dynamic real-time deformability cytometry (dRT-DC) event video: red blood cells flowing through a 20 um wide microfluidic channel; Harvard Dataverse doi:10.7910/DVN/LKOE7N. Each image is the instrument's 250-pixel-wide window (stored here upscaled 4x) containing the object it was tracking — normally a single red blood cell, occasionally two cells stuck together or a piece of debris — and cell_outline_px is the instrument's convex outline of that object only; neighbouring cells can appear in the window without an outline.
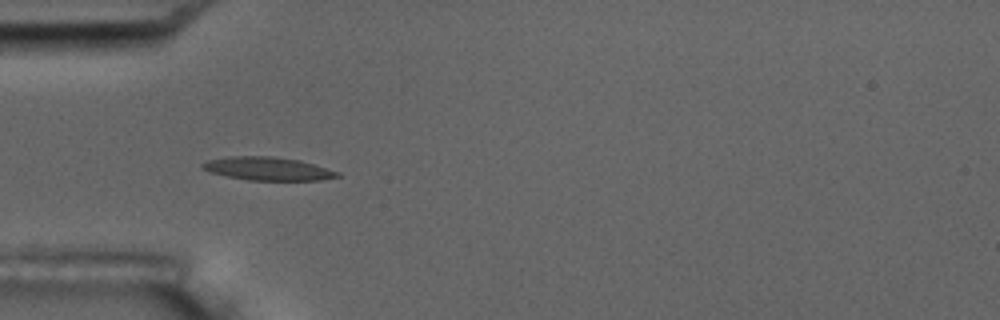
{"species": "common noctule bat (a hibernating species)", "species_latin": "Nyctalus noctula", "temperature_condition": "room temperature", "stored_images_in_passage": 7, "camera_frame_rate_fps": 3000, "um_per_image_px": 0.085, "animal": {"sex": "male", "body_mass_g": 17.5, "forearm_length_mm": 52.3}, "frame": {"image": 1, "passage_image": 6, "time_ms": 5.667, "image_size_px": [1000, 320], "cell_outline_px": [[340, 176], [320, 180], [248, 180], [224, 176], [208, 172], [200, 164], [208, 160], [228, 156], [272, 156], [300, 160], [340, 172]], "centroid_in_image_um": [22.73, 14.34], "position_along_channel_um": 62.3, "area_um2": 18.32}}